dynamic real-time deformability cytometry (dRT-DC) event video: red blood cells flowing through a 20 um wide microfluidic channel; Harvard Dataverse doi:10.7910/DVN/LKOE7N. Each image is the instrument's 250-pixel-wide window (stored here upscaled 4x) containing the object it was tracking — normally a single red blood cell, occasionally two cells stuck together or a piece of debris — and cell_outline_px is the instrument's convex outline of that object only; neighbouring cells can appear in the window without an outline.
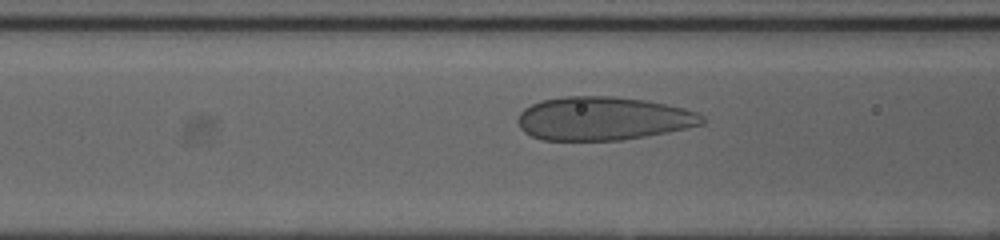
{"species": "human", "species_latin": "Homo sapiens", "temperature_condition": "cold", "stored_images_in_passage": 52, "camera_frame_rate_fps": 3000, "um_per_image_px": 0.085, "donor": {"sex": "female"}, "frame": {"image": 1, "passage_image": 22, "time_ms": 7.0, "image_size_px": [1000, 240], "cell_outline_px": [[704, 124], [644, 136], [620, 140], [540, 140], [524, 132], [520, 128], [516, 120], [520, 112], [524, 108], [540, 100], [564, 96], [612, 96], [644, 100], [684, 108], [696, 112], [704, 116]], "centroid_in_image_um": [51.2, 10.07], "position_along_channel_um": 115.4, "area_um2": 46.59}}
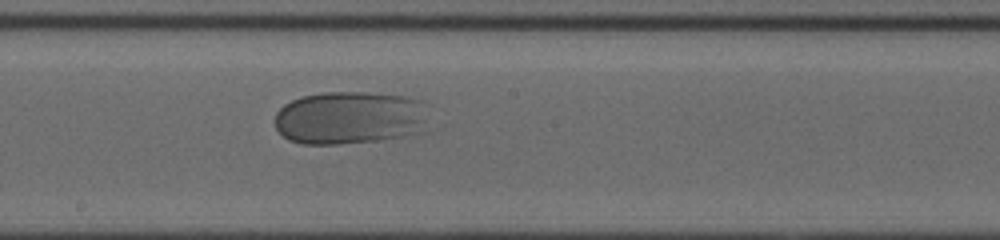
{"frame": {"image": 2, "passage_image": 30, "time_ms": 9.667, "image_size_px": [1000, 240], "cell_outline_px": [[436, 128], [428, 132], [404, 136], [376, 140], [336, 144], [304, 144], [288, 140], [276, 128], [276, 112], [284, 104], [300, 96], [324, 92], [364, 92], [404, 96], [424, 100], [432, 104]], "centroid_in_image_um": [30.0, 10.0], "position_along_channel_um": 218.2, "area_um2": 49.77}}
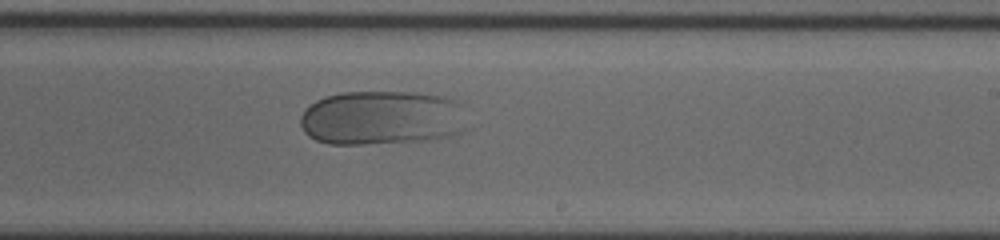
{"frame": {"image": 3, "passage_image": 33, "time_ms": 10.667, "image_size_px": [1000, 240], "cell_outline_px": [[464, 132], [448, 136], [428, 140], [364, 144], [328, 144], [316, 140], [308, 136], [304, 132], [300, 124], [300, 116], [316, 100], [324, 96], [344, 92], [412, 92], [444, 96], [456, 100], [464, 104]], "centroid_in_image_um": [32.48, 10.01], "position_along_channel_um": 256.5, "area_um2": 53.35}}